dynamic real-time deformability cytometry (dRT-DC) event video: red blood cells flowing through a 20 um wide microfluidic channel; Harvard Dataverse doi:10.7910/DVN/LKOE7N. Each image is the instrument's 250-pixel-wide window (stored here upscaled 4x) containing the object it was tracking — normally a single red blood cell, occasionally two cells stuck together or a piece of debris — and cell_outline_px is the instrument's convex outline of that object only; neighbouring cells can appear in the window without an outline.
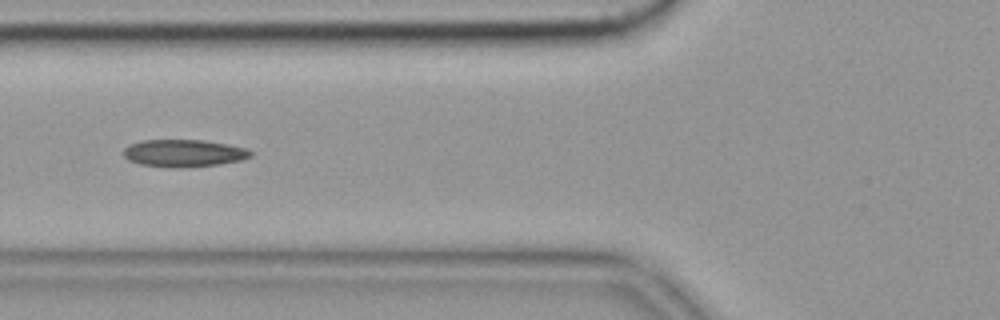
{"species": "common noctule bat (a hibernating species)", "species_latin": "Nyctalus noctula", "temperature_condition": "cold", "stored_images_in_passage": 42, "camera_frame_rate_fps": 3000, "um_per_image_px": 0.085, "animal": {"sex": "female", "body_mass_g": 19.9}, "frame": {"image": 1, "passage_image": 7, "time_ms": 2.0, "image_size_px": [1000, 320], "cell_outline_px": [[252, 156], [240, 160], [220, 164], [172, 168], [140, 164], [128, 160], [124, 156], [124, 148], [128, 144], [144, 140], [204, 140], [228, 144], [248, 148], [252, 152]], "centroid_in_image_um": [15.62, 13.01], "position_along_channel_um": 110.2, "area_um2": 20.29}, "authors_computed_cell_mechanics": {"area_um2": 19.7387, "velocity_mm_per_s": 3.5388, "shape_relaxation_time_tau1_ms": 7.8125, "shape_relaxation_time_tau2_ms": 5.1601, "deformation_change_tau1": 0.2034, "deformation_change_tau2": 0.1395}}